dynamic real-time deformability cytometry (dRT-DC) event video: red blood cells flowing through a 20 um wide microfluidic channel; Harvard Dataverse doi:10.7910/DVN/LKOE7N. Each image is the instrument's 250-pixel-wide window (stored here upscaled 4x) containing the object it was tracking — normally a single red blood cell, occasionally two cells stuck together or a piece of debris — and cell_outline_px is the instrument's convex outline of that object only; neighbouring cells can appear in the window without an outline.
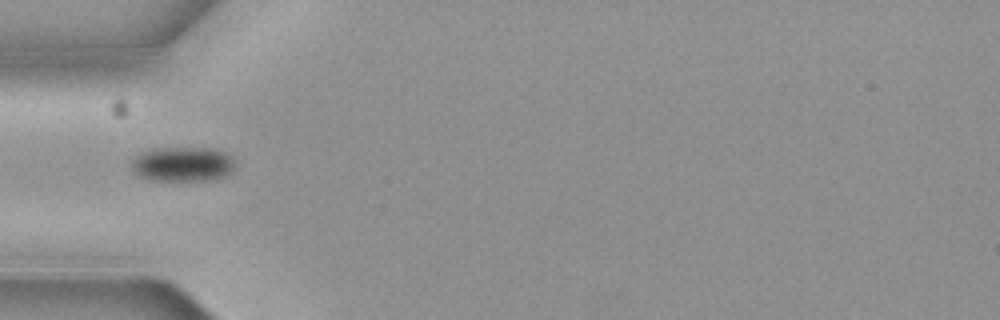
{"species": "common noctule bat (a hibernating species)", "species_latin": "Nyctalus noctula", "temperature_condition": "cold", "stored_images_in_passage": 2, "camera_frame_rate_fps": 3000, "um_per_image_px": 0.085, "animal": {"sex": "female", "body_mass_g": 19.3, "forearm_length_mm": 54.1}, "frame": {"image": 1, "passage_image": 1, "time_ms": 0.0, "image_size_px": [1000, 320], "cell_outline_px": [[236, 168], [232, 172], [224, 176], [212, 180], [148, 180], [132, 172], [132, 160], [136, 156], [152, 148], [212, 148], [224, 152], [232, 156], [236, 164]], "centroid_in_image_um": [15.56, 13.95], "position_along_channel_um": 69.4, "area_um2": 21.15}}
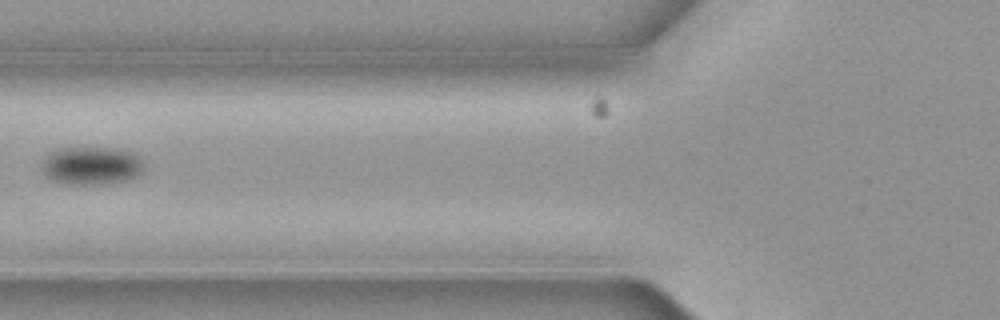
{"frame": {"image": 2, "passage_image": 2, "time_ms": 0.333, "image_size_px": [1000, 320], "cell_outline_px": [[144, 168], [136, 176], [128, 180], [92, 184], [64, 184], [52, 180], [44, 176], [40, 164], [40, 160], [48, 152], [60, 148], [116, 148], [128, 152], [144, 160]], "centroid_in_image_um": [7.69, 14.07], "position_along_channel_um": 118.1, "area_um2": 22.83}}